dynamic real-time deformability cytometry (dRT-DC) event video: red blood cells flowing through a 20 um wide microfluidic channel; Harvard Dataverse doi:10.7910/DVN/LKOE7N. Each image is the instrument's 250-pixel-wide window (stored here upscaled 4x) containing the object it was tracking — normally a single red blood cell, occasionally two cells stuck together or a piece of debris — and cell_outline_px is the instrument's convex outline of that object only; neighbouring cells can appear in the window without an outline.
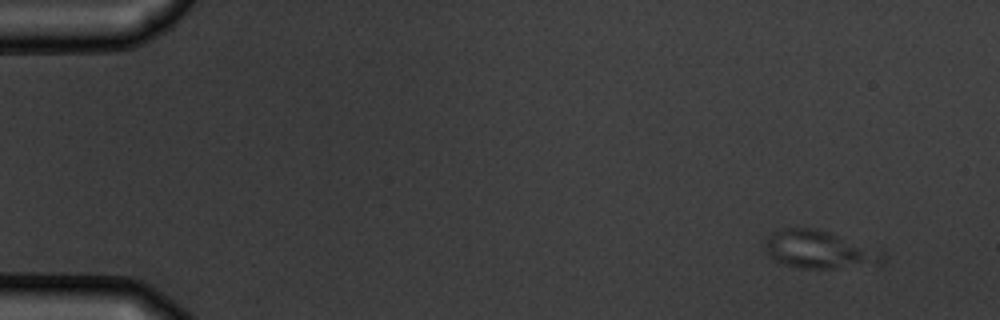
{"species": "common noctule bat (a hibernating species)", "species_latin": "Nyctalus noctula", "temperature_condition": "warm", "stored_images_in_passage": 8, "camera_frame_rate_fps": 3000, "um_per_image_px": 0.085, "animal": {"sex": "male", "body_mass_g": 19.5, "forearm_length_mm": 54.6}, "frame": {"image": 1, "passage_image": 1, "time_ms": 0.0, "image_size_px": [1000, 320], "cell_outline_px": [[888, 260], [880, 264], [836, 268], [800, 268], [784, 264], [776, 260], [764, 252], [764, 244], [768, 236], [772, 232], [780, 228], [816, 228], [880, 248], [884, 252]], "centroid_in_image_um": [69.7, 21.21], "position_along_channel_um": 15.3, "area_um2": 26.53}}
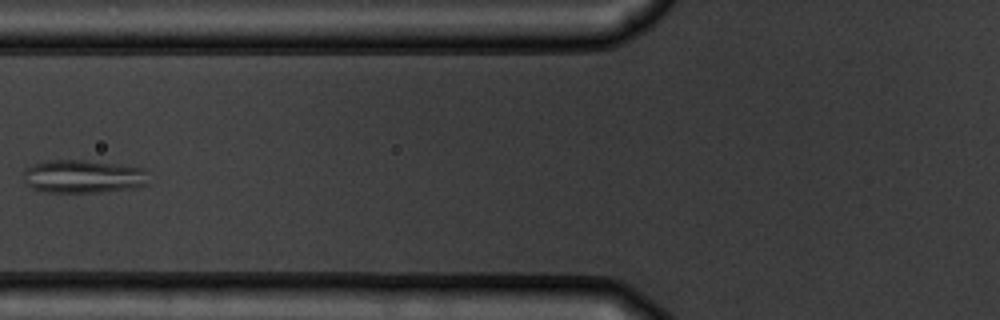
{"frame": {"image": 2, "passage_image": 6, "time_ms": 6.0, "image_size_px": [1000, 320], "cell_outline_px": [[148, 184], [136, 188], [100, 192], [48, 192], [32, 188], [24, 180], [24, 168], [32, 164], [52, 160], [84, 160], [144, 168]], "centroid_in_image_um": [7.06, 15.0], "position_along_channel_um": 118.7, "area_um2": 24.1}}
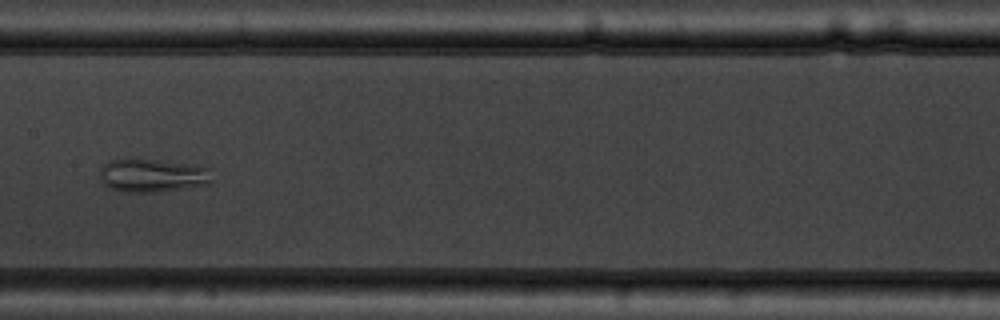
{"frame": {"image": 3, "passage_image": 8, "time_ms": 8.0, "image_size_px": [1000, 320], "cell_outline_px": [[212, 180], [208, 184], [188, 188], [156, 192], [128, 192], [108, 188], [104, 184], [100, 176], [100, 168], [104, 164], [112, 160], [128, 156], [192, 164], [208, 168]], "centroid_in_image_um": [12.92, 14.88], "position_along_channel_um": 194.5, "area_um2": 22.31}}